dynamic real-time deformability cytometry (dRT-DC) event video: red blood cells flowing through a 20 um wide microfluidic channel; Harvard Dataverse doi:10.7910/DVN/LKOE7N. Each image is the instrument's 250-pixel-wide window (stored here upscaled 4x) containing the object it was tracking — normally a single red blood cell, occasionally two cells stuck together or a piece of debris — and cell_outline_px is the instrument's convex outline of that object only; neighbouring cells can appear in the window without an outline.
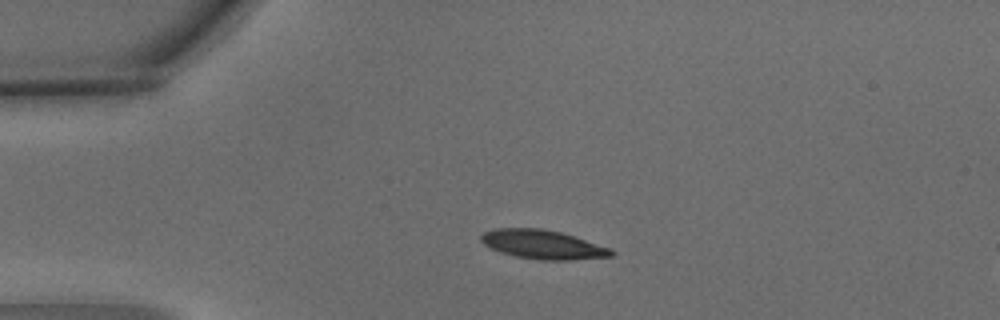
{"species": "common noctule bat (a hibernating species)", "species_latin": "Nyctalus noctula", "temperature_condition": "warm", "stored_images_in_passage": 5, "camera_frame_rate_fps": 3000, "um_per_image_px": 0.085, "animal": {"sex": "male", "body_mass_g": 15.6}, "frame": {"image": 1, "passage_image": 4, "time_ms": 1.0, "image_size_px": [1000, 320], "cell_outline_px": [[616, 252], [612, 256], [568, 260], [540, 260], [516, 256], [500, 252], [484, 244], [480, 240], [480, 236], [484, 232], [492, 228], [540, 228], [560, 232], [612, 248]], "centroid_in_image_um": [46.13, 20.78], "position_along_channel_um": 38.9, "area_um2": 21.96}}
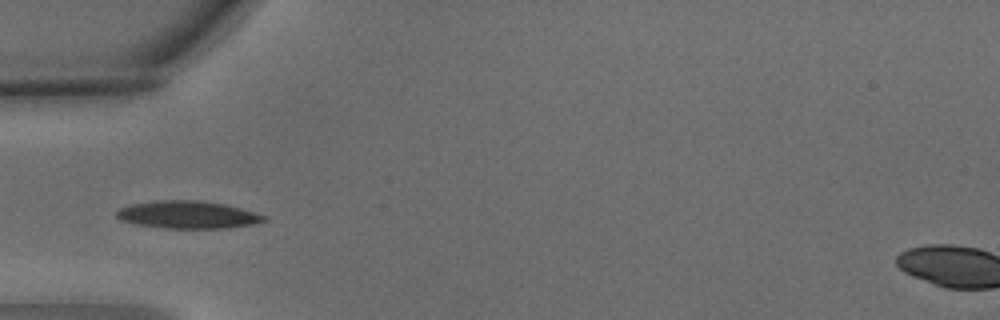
{"frame": {"image": 2, "passage_image": 5, "time_ms": 1.333, "image_size_px": [1000, 320], "cell_outline_px": [[268, 220], [252, 224], [228, 228], [164, 228], [136, 224], [120, 220], [116, 216], [116, 212], [120, 208], [132, 204], [156, 200], [200, 200], [228, 204], [268, 216]], "centroid_in_image_um": [16.0, 18.24], "position_along_channel_um": 69.0, "area_um2": 23.87}}